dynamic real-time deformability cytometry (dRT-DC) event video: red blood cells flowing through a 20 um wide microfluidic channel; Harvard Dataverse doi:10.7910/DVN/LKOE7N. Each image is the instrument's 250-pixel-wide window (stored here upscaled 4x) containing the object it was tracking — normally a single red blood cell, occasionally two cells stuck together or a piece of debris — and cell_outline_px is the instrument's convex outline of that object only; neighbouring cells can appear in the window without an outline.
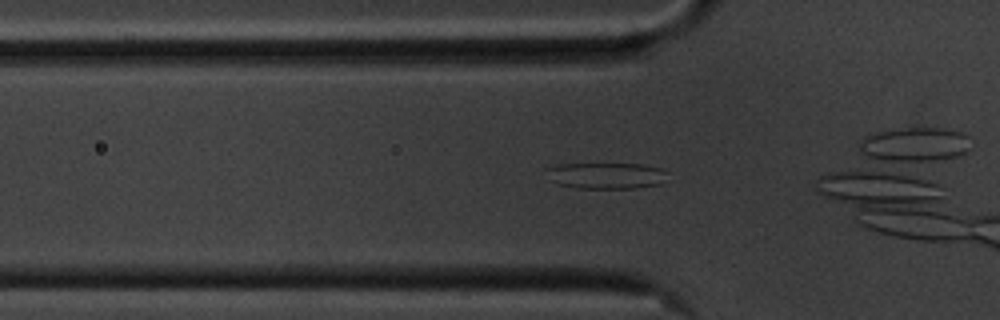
{"species": "common noctule bat (a hibernating species)", "species_latin": "Nyctalus noctula", "temperature_condition": "cold", "stored_images_in_passage": 5, "camera_frame_rate_fps": 3000, "um_per_image_px": 0.085, "animal": {"sex": "male", "body_mass_g": 20.1, "forearm_length_mm": 53.5}, "frame": {"image": 1, "passage_image": 3, "time_ms": 0.667, "image_size_px": [1000, 320], "cell_outline_px": [[668, 172], [660, 184], [636, 188], [576, 188], [560, 184], [552, 180], [544, 168], [560, 164], [640, 164], [664, 168]], "centroid_in_image_um": [51.55, 14.92], "position_along_channel_um": 74.2, "area_um2": 18.44}}